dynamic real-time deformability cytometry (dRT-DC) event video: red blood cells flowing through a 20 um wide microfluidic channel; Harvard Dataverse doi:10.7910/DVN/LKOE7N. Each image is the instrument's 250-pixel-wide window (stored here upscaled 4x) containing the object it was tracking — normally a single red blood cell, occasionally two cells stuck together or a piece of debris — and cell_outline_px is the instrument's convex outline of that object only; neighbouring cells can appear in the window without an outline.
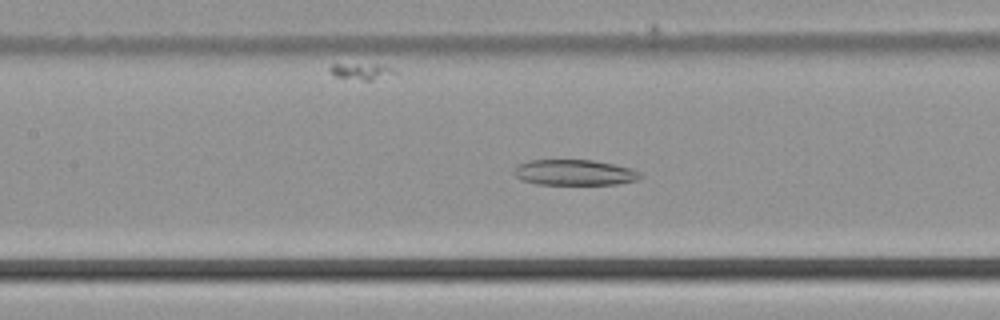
{"species": "common noctule bat (a hibernating species)", "species_latin": "Nyctalus noctula", "temperature_condition": "cold", "stored_images_in_passage": 40, "camera_frame_rate_fps": 3000, "um_per_image_px": 0.085, "animal": {"sex": "male", "body_mass_g": 21.5, "forearm_length_mm": 52.0}, "frame": {"image": 1, "passage_image": 16, "time_ms": 5.0, "image_size_px": [1000, 320], "cell_outline_px": [[644, 176], [640, 180], [616, 184], [536, 184], [520, 180], [512, 172], [516, 164], [528, 160], [592, 160], [632, 168], [640, 172]], "centroid_in_image_um": [48.82, 14.66], "position_along_channel_um": 158.6, "area_um2": 19.13}}
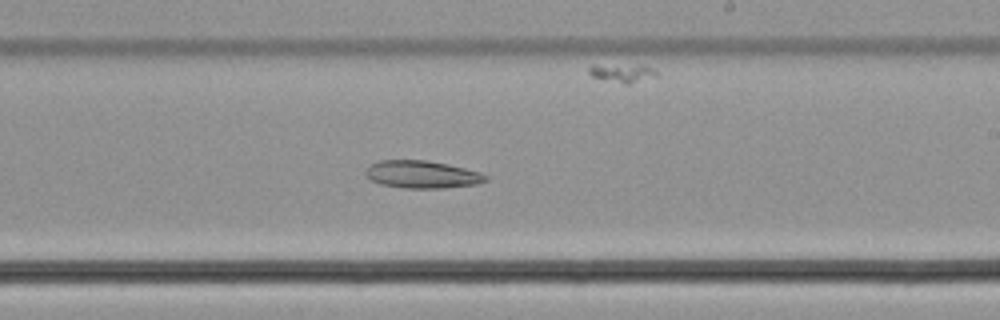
{"frame": {"image": 2, "passage_image": 23, "time_ms": 7.333, "image_size_px": [1000, 320], "cell_outline_px": [[488, 180], [476, 184], [444, 188], [404, 188], [380, 184], [372, 180], [364, 172], [372, 164], [380, 160], [428, 160], [448, 164], [480, 172], [488, 176]], "centroid_in_image_um": [35.9, 14.83], "position_along_channel_um": 253.1, "area_um2": 19.19}}
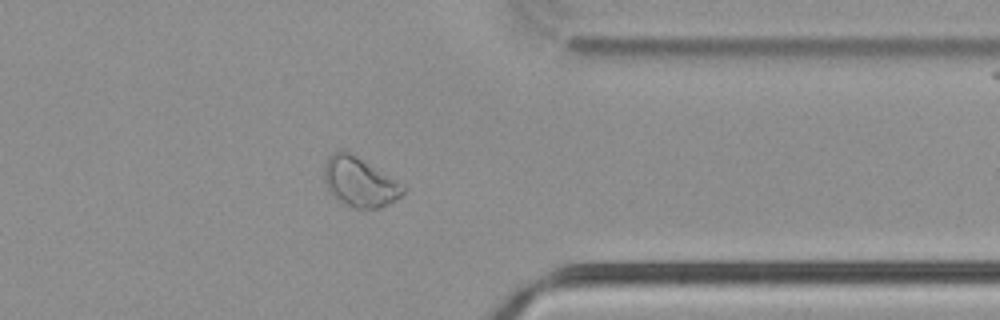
{"frame": {"image": 3, "passage_image": 33, "time_ms": 10.667, "image_size_px": [1000, 320], "cell_outline_px": [[404, 192], [400, 196], [388, 204], [380, 208], [356, 208], [336, 200], [328, 188], [324, 180], [324, 164], [328, 156], [332, 152], [340, 148], [344, 148], [404, 184]], "centroid_in_image_um": [30.54, 15.43], "position_along_channel_um": 380.9, "area_um2": 22.95}}